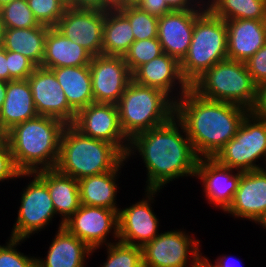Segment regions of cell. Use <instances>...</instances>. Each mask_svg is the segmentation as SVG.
Returning a JSON list of instances; mask_svg holds the SVG:
<instances>
[{"label": "cell", "instance_id": "83f0119b", "mask_svg": "<svg viewBox=\"0 0 266 267\" xmlns=\"http://www.w3.org/2000/svg\"><path fill=\"white\" fill-rule=\"evenodd\" d=\"M50 27L39 25L33 28L4 29L1 46L29 58L37 67L42 65L45 54V39Z\"/></svg>", "mask_w": 266, "mask_h": 267}, {"label": "cell", "instance_id": "44dd1931", "mask_svg": "<svg viewBox=\"0 0 266 267\" xmlns=\"http://www.w3.org/2000/svg\"><path fill=\"white\" fill-rule=\"evenodd\" d=\"M227 26V57L246 62L266 44V21L234 19Z\"/></svg>", "mask_w": 266, "mask_h": 267}, {"label": "cell", "instance_id": "681fc988", "mask_svg": "<svg viewBox=\"0 0 266 267\" xmlns=\"http://www.w3.org/2000/svg\"><path fill=\"white\" fill-rule=\"evenodd\" d=\"M189 267H203V258H193Z\"/></svg>", "mask_w": 266, "mask_h": 267}, {"label": "cell", "instance_id": "836d02e7", "mask_svg": "<svg viewBox=\"0 0 266 267\" xmlns=\"http://www.w3.org/2000/svg\"><path fill=\"white\" fill-rule=\"evenodd\" d=\"M163 54L158 38L134 41L123 56L131 73L139 66Z\"/></svg>", "mask_w": 266, "mask_h": 267}, {"label": "cell", "instance_id": "8d00e7d4", "mask_svg": "<svg viewBox=\"0 0 266 267\" xmlns=\"http://www.w3.org/2000/svg\"><path fill=\"white\" fill-rule=\"evenodd\" d=\"M9 81L26 80L37 67L29 58L20 53L7 51Z\"/></svg>", "mask_w": 266, "mask_h": 267}, {"label": "cell", "instance_id": "db71d44e", "mask_svg": "<svg viewBox=\"0 0 266 267\" xmlns=\"http://www.w3.org/2000/svg\"><path fill=\"white\" fill-rule=\"evenodd\" d=\"M66 8L70 7V0H59Z\"/></svg>", "mask_w": 266, "mask_h": 267}, {"label": "cell", "instance_id": "d4e9b609", "mask_svg": "<svg viewBox=\"0 0 266 267\" xmlns=\"http://www.w3.org/2000/svg\"><path fill=\"white\" fill-rule=\"evenodd\" d=\"M28 80L7 82L5 101L0 110V122L7 131L17 124L37 117Z\"/></svg>", "mask_w": 266, "mask_h": 267}, {"label": "cell", "instance_id": "e575fe53", "mask_svg": "<svg viewBox=\"0 0 266 267\" xmlns=\"http://www.w3.org/2000/svg\"><path fill=\"white\" fill-rule=\"evenodd\" d=\"M30 10L39 24L56 27L66 7L59 0H27Z\"/></svg>", "mask_w": 266, "mask_h": 267}, {"label": "cell", "instance_id": "d590c367", "mask_svg": "<svg viewBox=\"0 0 266 267\" xmlns=\"http://www.w3.org/2000/svg\"><path fill=\"white\" fill-rule=\"evenodd\" d=\"M23 240L10 237L6 246L0 245V267H37V258L28 257L15 249Z\"/></svg>", "mask_w": 266, "mask_h": 267}, {"label": "cell", "instance_id": "d6a6232c", "mask_svg": "<svg viewBox=\"0 0 266 267\" xmlns=\"http://www.w3.org/2000/svg\"><path fill=\"white\" fill-rule=\"evenodd\" d=\"M106 247L108 256L101 267H143L142 247L120 241Z\"/></svg>", "mask_w": 266, "mask_h": 267}, {"label": "cell", "instance_id": "30bf717a", "mask_svg": "<svg viewBox=\"0 0 266 267\" xmlns=\"http://www.w3.org/2000/svg\"><path fill=\"white\" fill-rule=\"evenodd\" d=\"M200 242L184 231L160 233L142 247L143 267H188L190 258H203Z\"/></svg>", "mask_w": 266, "mask_h": 267}, {"label": "cell", "instance_id": "9c48e42d", "mask_svg": "<svg viewBox=\"0 0 266 267\" xmlns=\"http://www.w3.org/2000/svg\"><path fill=\"white\" fill-rule=\"evenodd\" d=\"M33 180L21 193V205L11 237L27 239L31 234L42 230L56 214L47 185L36 173H26Z\"/></svg>", "mask_w": 266, "mask_h": 267}, {"label": "cell", "instance_id": "4fadbf2b", "mask_svg": "<svg viewBox=\"0 0 266 267\" xmlns=\"http://www.w3.org/2000/svg\"><path fill=\"white\" fill-rule=\"evenodd\" d=\"M89 67L94 102L117 104L132 80L123 56H93Z\"/></svg>", "mask_w": 266, "mask_h": 267}, {"label": "cell", "instance_id": "7bdbcfd3", "mask_svg": "<svg viewBox=\"0 0 266 267\" xmlns=\"http://www.w3.org/2000/svg\"><path fill=\"white\" fill-rule=\"evenodd\" d=\"M70 7L101 10V0H70Z\"/></svg>", "mask_w": 266, "mask_h": 267}, {"label": "cell", "instance_id": "ac0fdd59", "mask_svg": "<svg viewBox=\"0 0 266 267\" xmlns=\"http://www.w3.org/2000/svg\"><path fill=\"white\" fill-rule=\"evenodd\" d=\"M220 165L214 158H199L196 176L202 180L209 203L225 211L231 204L241 178V171Z\"/></svg>", "mask_w": 266, "mask_h": 267}, {"label": "cell", "instance_id": "ab89813d", "mask_svg": "<svg viewBox=\"0 0 266 267\" xmlns=\"http://www.w3.org/2000/svg\"><path fill=\"white\" fill-rule=\"evenodd\" d=\"M138 7L157 18L172 11L163 0H142Z\"/></svg>", "mask_w": 266, "mask_h": 267}, {"label": "cell", "instance_id": "b9f144b4", "mask_svg": "<svg viewBox=\"0 0 266 267\" xmlns=\"http://www.w3.org/2000/svg\"><path fill=\"white\" fill-rule=\"evenodd\" d=\"M172 11L206 10L204 2L200 5L197 0H163ZM193 1V2H192ZM196 2V3H195ZM198 4V5H197ZM204 5V6H203ZM194 6V7H193ZM196 6V7H195ZM202 6V9L201 7ZM199 7V8H198ZM204 7V8H203ZM198 8V9H197Z\"/></svg>", "mask_w": 266, "mask_h": 267}, {"label": "cell", "instance_id": "277c9868", "mask_svg": "<svg viewBox=\"0 0 266 267\" xmlns=\"http://www.w3.org/2000/svg\"><path fill=\"white\" fill-rule=\"evenodd\" d=\"M125 160L126 156L115 145L84 136L69 124L61 134L55 169L80 180L115 170Z\"/></svg>", "mask_w": 266, "mask_h": 267}, {"label": "cell", "instance_id": "f907efd6", "mask_svg": "<svg viewBox=\"0 0 266 267\" xmlns=\"http://www.w3.org/2000/svg\"><path fill=\"white\" fill-rule=\"evenodd\" d=\"M142 0H126V7L129 6H138Z\"/></svg>", "mask_w": 266, "mask_h": 267}, {"label": "cell", "instance_id": "9a60e30c", "mask_svg": "<svg viewBox=\"0 0 266 267\" xmlns=\"http://www.w3.org/2000/svg\"><path fill=\"white\" fill-rule=\"evenodd\" d=\"M38 115L51 116L72 124L76 112L69 106L64 91L50 69L36 67L27 78Z\"/></svg>", "mask_w": 266, "mask_h": 267}, {"label": "cell", "instance_id": "f1b7e54d", "mask_svg": "<svg viewBox=\"0 0 266 267\" xmlns=\"http://www.w3.org/2000/svg\"><path fill=\"white\" fill-rule=\"evenodd\" d=\"M134 41L129 20L120 11H105L102 55L124 56Z\"/></svg>", "mask_w": 266, "mask_h": 267}, {"label": "cell", "instance_id": "7a4b0ae2", "mask_svg": "<svg viewBox=\"0 0 266 267\" xmlns=\"http://www.w3.org/2000/svg\"><path fill=\"white\" fill-rule=\"evenodd\" d=\"M172 99L175 117L183 124L199 158H214L234 138L250 112L233 103L205 99L191 89Z\"/></svg>", "mask_w": 266, "mask_h": 267}, {"label": "cell", "instance_id": "816d5d0a", "mask_svg": "<svg viewBox=\"0 0 266 267\" xmlns=\"http://www.w3.org/2000/svg\"><path fill=\"white\" fill-rule=\"evenodd\" d=\"M259 223L263 226V228L266 229V211L265 213L260 217V219L256 222V224Z\"/></svg>", "mask_w": 266, "mask_h": 267}, {"label": "cell", "instance_id": "f546056e", "mask_svg": "<svg viewBox=\"0 0 266 267\" xmlns=\"http://www.w3.org/2000/svg\"><path fill=\"white\" fill-rule=\"evenodd\" d=\"M206 8L224 21L234 19L266 21V0H213Z\"/></svg>", "mask_w": 266, "mask_h": 267}, {"label": "cell", "instance_id": "52a82bcc", "mask_svg": "<svg viewBox=\"0 0 266 267\" xmlns=\"http://www.w3.org/2000/svg\"><path fill=\"white\" fill-rule=\"evenodd\" d=\"M227 26L207 8L195 20L191 44L180 62L184 80L190 86L205 71L227 57Z\"/></svg>", "mask_w": 266, "mask_h": 267}, {"label": "cell", "instance_id": "cb8c5ba5", "mask_svg": "<svg viewBox=\"0 0 266 267\" xmlns=\"http://www.w3.org/2000/svg\"><path fill=\"white\" fill-rule=\"evenodd\" d=\"M92 57L86 49L52 27L47 32L44 59L40 67L53 69L66 66H87Z\"/></svg>", "mask_w": 266, "mask_h": 267}, {"label": "cell", "instance_id": "3957f363", "mask_svg": "<svg viewBox=\"0 0 266 267\" xmlns=\"http://www.w3.org/2000/svg\"><path fill=\"white\" fill-rule=\"evenodd\" d=\"M65 126L58 118L38 115L10 129L8 143L17 170L35 173L55 169Z\"/></svg>", "mask_w": 266, "mask_h": 267}, {"label": "cell", "instance_id": "8fae6325", "mask_svg": "<svg viewBox=\"0 0 266 267\" xmlns=\"http://www.w3.org/2000/svg\"><path fill=\"white\" fill-rule=\"evenodd\" d=\"M71 125L84 136L115 145L126 156L130 140L121 129L117 104L91 103L76 113Z\"/></svg>", "mask_w": 266, "mask_h": 267}, {"label": "cell", "instance_id": "7dc6e473", "mask_svg": "<svg viewBox=\"0 0 266 267\" xmlns=\"http://www.w3.org/2000/svg\"><path fill=\"white\" fill-rule=\"evenodd\" d=\"M8 143V131L0 122V147L5 146Z\"/></svg>", "mask_w": 266, "mask_h": 267}, {"label": "cell", "instance_id": "6da1fadb", "mask_svg": "<svg viewBox=\"0 0 266 267\" xmlns=\"http://www.w3.org/2000/svg\"><path fill=\"white\" fill-rule=\"evenodd\" d=\"M134 150H138L147 168L145 190H160L175 178L196 176L199 157L175 116L161 126L135 135L130 140L126 159L131 153L136 154Z\"/></svg>", "mask_w": 266, "mask_h": 267}, {"label": "cell", "instance_id": "f6af8a7d", "mask_svg": "<svg viewBox=\"0 0 266 267\" xmlns=\"http://www.w3.org/2000/svg\"><path fill=\"white\" fill-rule=\"evenodd\" d=\"M126 8V0H101V10L119 11Z\"/></svg>", "mask_w": 266, "mask_h": 267}, {"label": "cell", "instance_id": "f5cc1de1", "mask_svg": "<svg viewBox=\"0 0 266 267\" xmlns=\"http://www.w3.org/2000/svg\"><path fill=\"white\" fill-rule=\"evenodd\" d=\"M3 33H4V27H3V24H2L1 18H0V46L2 43Z\"/></svg>", "mask_w": 266, "mask_h": 267}, {"label": "cell", "instance_id": "484cf974", "mask_svg": "<svg viewBox=\"0 0 266 267\" xmlns=\"http://www.w3.org/2000/svg\"><path fill=\"white\" fill-rule=\"evenodd\" d=\"M50 70L61 85L69 106L76 113L94 103L89 65L58 67Z\"/></svg>", "mask_w": 266, "mask_h": 267}, {"label": "cell", "instance_id": "11a10c76", "mask_svg": "<svg viewBox=\"0 0 266 267\" xmlns=\"http://www.w3.org/2000/svg\"><path fill=\"white\" fill-rule=\"evenodd\" d=\"M12 1H14V0H0V8L2 6H4L5 4H8V3L12 2Z\"/></svg>", "mask_w": 266, "mask_h": 267}, {"label": "cell", "instance_id": "f35d334b", "mask_svg": "<svg viewBox=\"0 0 266 267\" xmlns=\"http://www.w3.org/2000/svg\"><path fill=\"white\" fill-rule=\"evenodd\" d=\"M24 176L26 177V173H20L14 164L9 143L0 147V181Z\"/></svg>", "mask_w": 266, "mask_h": 267}, {"label": "cell", "instance_id": "ffe728a7", "mask_svg": "<svg viewBox=\"0 0 266 267\" xmlns=\"http://www.w3.org/2000/svg\"><path fill=\"white\" fill-rule=\"evenodd\" d=\"M132 80L140 85L158 88L168 96L171 95L170 93L173 92L174 88L176 89L174 87L176 84L181 85V93L178 92L179 96L190 89L181 74L180 62L166 53L139 66L132 73Z\"/></svg>", "mask_w": 266, "mask_h": 267}, {"label": "cell", "instance_id": "2e32d148", "mask_svg": "<svg viewBox=\"0 0 266 267\" xmlns=\"http://www.w3.org/2000/svg\"><path fill=\"white\" fill-rule=\"evenodd\" d=\"M145 192H147L146 199L118 211V241L143 247L159 235V220L150 203L160 190H146Z\"/></svg>", "mask_w": 266, "mask_h": 267}, {"label": "cell", "instance_id": "4dcf8cb0", "mask_svg": "<svg viewBox=\"0 0 266 267\" xmlns=\"http://www.w3.org/2000/svg\"><path fill=\"white\" fill-rule=\"evenodd\" d=\"M0 18L4 29L33 28L40 25L30 10L27 0H14L2 6Z\"/></svg>", "mask_w": 266, "mask_h": 267}, {"label": "cell", "instance_id": "bcb514c9", "mask_svg": "<svg viewBox=\"0 0 266 267\" xmlns=\"http://www.w3.org/2000/svg\"><path fill=\"white\" fill-rule=\"evenodd\" d=\"M221 258V259H220ZM229 259H233L232 256L228 257V256H224V257H219L217 259V261L215 262V264L212 265L211 262H209L208 258H206L205 256L203 257V266L204 267H238V265L235 266V264L233 263H229ZM228 261V262H227ZM232 262V260L230 261ZM237 262V261H236ZM238 263V262H237ZM241 266V265H240Z\"/></svg>", "mask_w": 266, "mask_h": 267}, {"label": "cell", "instance_id": "5b68a950", "mask_svg": "<svg viewBox=\"0 0 266 267\" xmlns=\"http://www.w3.org/2000/svg\"><path fill=\"white\" fill-rule=\"evenodd\" d=\"M172 97L158 88L131 80L117 103L120 126L125 136L131 140L141 132L169 122L175 116Z\"/></svg>", "mask_w": 266, "mask_h": 267}, {"label": "cell", "instance_id": "e0dca14e", "mask_svg": "<svg viewBox=\"0 0 266 267\" xmlns=\"http://www.w3.org/2000/svg\"><path fill=\"white\" fill-rule=\"evenodd\" d=\"M205 10L171 11L158 20L157 38L163 53L179 62L187 55L194 30L195 20Z\"/></svg>", "mask_w": 266, "mask_h": 267}, {"label": "cell", "instance_id": "74e56055", "mask_svg": "<svg viewBox=\"0 0 266 267\" xmlns=\"http://www.w3.org/2000/svg\"><path fill=\"white\" fill-rule=\"evenodd\" d=\"M253 81L258 85L266 80V44L245 62Z\"/></svg>", "mask_w": 266, "mask_h": 267}, {"label": "cell", "instance_id": "8992f818", "mask_svg": "<svg viewBox=\"0 0 266 267\" xmlns=\"http://www.w3.org/2000/svg\"><path fill=\"white\" fill-rule=\"evenodd\" d=\"M190 89L205 99L233 103L250 111L255 103L257 84L244 62L226 59L205 71Z\"/></svg>", "mask_w": 266, "mask_h": 267}, {"label": "cell", "instance_id": "ba28073f", "mask_svg": "<svg viewBox=\"0 0 266 267\" xmlns=\"http://www.w3.org/2000/svg\"><path fill=\"white\" fill-rule=\"evenodd\" d=\"M265 157L266 161V117L250 112L243 119L232 138L214 157L222 166L235 171L248 172L263 169L255 164Z\"/></svg>", "mask_w": 266, "mask_h": 267}, {"label": "cell", "instance_id": "603a6c76", "mask_svg": "<svg viewBox=\"0 0 266 267\" xmlns=\"http://www.w3.org/2000/svg\"><path fill=\"white\" fill-rule=\"evenodd\" d=\"M57 232L49 246L46 259L37 258V267H85V258L94 250L64 226L58 228Z\"/></svg>", "mask_w": 266, "mask_h": 267}, {"label": "cell", "instance_id": "ee69618b", "mask_svg": "<svg viewBox=\"0 0 266 267\" xmlns=\"http://www.w3.org/2000/svg\"><path fill=\"white\" fill-rule=\"evenodd\" d=\"M0 80L9 81L7 51L0 46Z\"/></svg>", "mask_w": 266, "mask_h": 267}, {"label": "cell", "instance_id": "60d3db41", "mask_svg": "<svg viewBox=\"0 0 266 267\" xmlns=\"http://www.w3.org/2000/svg\"><path fill=\"white\" fill-rule=\"evenodd\" d=\"M250 113L256 116L266 117V80L257 85L255 103Z\"/></svg>", "mask_w": 266, "mask_h": 267}, {"label": "cell", "instance_id": "d6986e66", "mask_svg": "<svg viewBox=\"0 0 266 267\" xmlns=\"http://www.w3.org/2000/svg\"><path fill=\"white\" fill-rule=\"evenodd\" d=\"M266 211V170L242 172L230 206L224 211L255 223Z\"/></svg>", "mask_w": 266, "mask_h": 267}, {"label": "cell", "instance_id": "7c38bea8", "mask_svg": "<svg viewBox=\"0 0 266 267\" xmlns=\"http://www.w3.org/2000/svg\"><path fill=\"white\" fill-rule=\"evenodd\" d=\"M64 227L91 250H96L106 242L107 234L112 230L114 238L118 239V211L103 207H93L81 204L80 208L64 222Z\"/></svg>", "mask_w": 266, "mask_h": 267}, {"label": "cell", "instance_id": "c3c4849f", "mask_svg": "<svg viewBox=\"0 0 266 267\" xmlns=\"http://www.w3.org/2000/svg\"><path fill=\"white\" fill-rule=\"evenodd\" d=\"M7 90V82L0 80V110L2 109L3 103L5 101V95Z\"/></svg>", "mask_w": 266, "mask_h": 267}, {"label": "cell", "instance_id": "4316f807", "mask_svg": "<svg viewBox=\"0 0 266 267\" xmlns=\"http://www.w3.org/2000/svg\"><path fill=\"white\" fill-rule=\"evenodd\" d=\"M123 164L124 161L115 170L78 180L81 204L119 211L115 203L118 190L116 177Z\"/></svg>", "mask_w": 266, "mask_h": 267}, {"label": "cell", "instance_id": "5bb4252c", "mask_svg": "<svg viewBox=\"0 0 266 267\" xmlns=\"http://www.w3.org/2000/svg\"><path fill=\"white\" fill-rule=\"evenodd\" d=\"M104 22V10L69 7L55 28L92 56H98L102 55Z\"/></svg>", "mask_w": 266, "mask_h": 267}, {"label": "cell", "instance_id": "1f68e13d", "mask_svg": "<svg viewBox=\"0 0 266 267\" xmlns=\"http://www.w3.org/2000/svg\"><path fill=\"white\" fill-rule=\"evenodd\" d=\"M119 11L129 20L135 41L157 38L159 18L138 6H129Z\"/></svg>", "mask_w": 266, "mask_h": 267}, {"label": "cell", "instance_id": "7402d4cb", "mask_svg": "<svg viewBox=\"0 0 266 267\" xmlns=\"http://www.w3.org/2000/svg\"><path fill=\"white\" fill-rule=\"evenodd\" d=\"M47 185L56 214L61 215L59 228L81 206L78 180L61 174L56 169H47L35 172Z\"/></svg>", "mask_w": 266, "mask_h": 267}, {"label": "cell", "instance_id": "9f6ffc18", "mask_svg": "<svg viewBox=\"0 0 266 267\" xmlns=\"http://www.w3.org/2000/svg\"><path fill=\"white\" fill-rule=\"evenodd\" d=\"M210 1L212 2L213 0H209V1H208L209 3H208V2L206 3V4H207V5H206V7H207V6L210 4ZM197 2H198V3H201V1H200V0H199V1H197Z\"/></svg>", "mask_w": 266, "mask_h": 267}]
</instances>
